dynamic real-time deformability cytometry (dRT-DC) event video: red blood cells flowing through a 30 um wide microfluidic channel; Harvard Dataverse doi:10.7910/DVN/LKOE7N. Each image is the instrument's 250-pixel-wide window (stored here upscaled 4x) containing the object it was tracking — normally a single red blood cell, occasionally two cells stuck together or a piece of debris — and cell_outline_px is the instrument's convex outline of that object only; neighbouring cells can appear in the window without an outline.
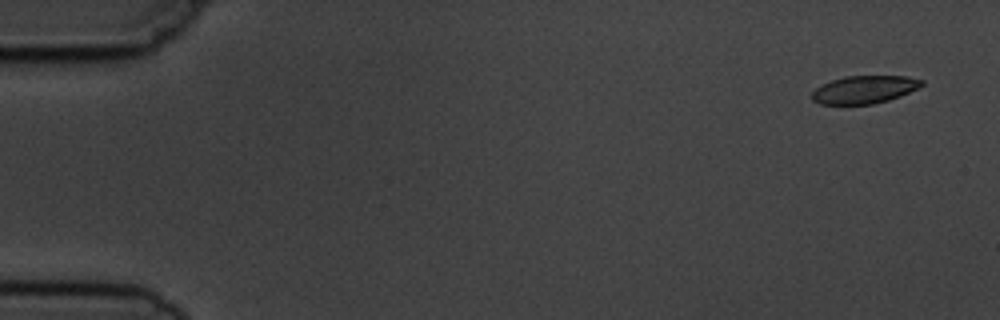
{"species": "common noctule bat (a hibernating species)", "species_latin": "Nyctalus noctula", "temperature_condition": "cold", "stored_images_in_passage": 6, "segment_of_instrument_passage": [1, 2], "camera_frame_rate_fps": 3000, "um_per_image_px": 0.085, "animal": {"sex": "male", "body_mass_g": 19.5, "forearm_length_mm": 54.6}, "frame": {"image": 1, "passage_image": 1, "time_ms": 0.0, "image_size_px": [1000, 320], "cell_outline_px": [[924, 84], [920, 88], [900, 96], [888, 100], [872, 104], [820, 104], [812, 100], [812, 92], [820, 84], [844, 76], [908, 76], [924, 80]], "centroid_in_image_um": [73.49, 7.6], "position_along_channel_um": 11.5, "area_um2": 17.92}}
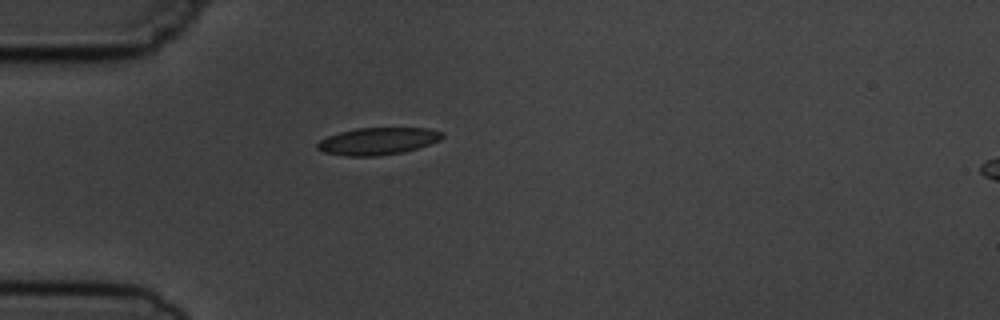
{"frame": {"image": 2, "passage_image": 5, "time_ms": 4.333, "image_size_px": [1000, 320], "cell_outline_px": [[444, 136], [440, 140], [404, 152], [380, 156], [344, 156], [324, 152], [316, 148], [316, 144], [320, 140], [328, 136], [340, 132], [356, 128], [428, 128], [444, 132]], "centroid_in_image_um": [32.11, 12.0], "position_along_channel_um": 52.9, "area_um2": 19.83}}